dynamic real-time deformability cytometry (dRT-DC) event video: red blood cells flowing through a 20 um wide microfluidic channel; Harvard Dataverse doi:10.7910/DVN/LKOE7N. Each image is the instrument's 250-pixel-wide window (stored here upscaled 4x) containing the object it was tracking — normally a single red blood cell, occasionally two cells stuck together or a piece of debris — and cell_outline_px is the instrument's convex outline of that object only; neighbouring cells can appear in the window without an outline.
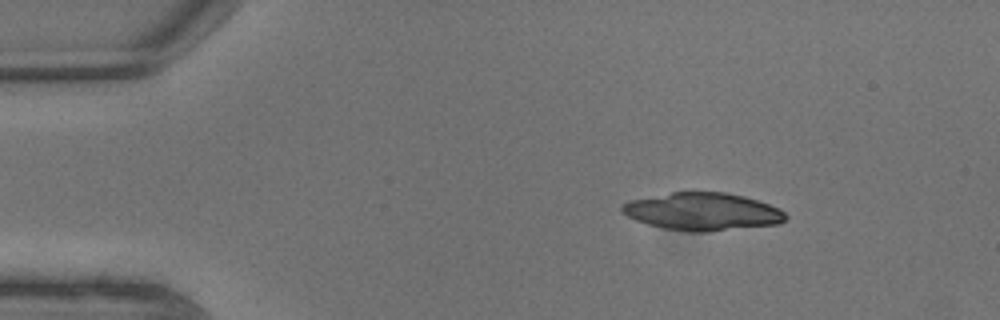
{"species": "common noctule bat (a hibernating species)", "species_latin": "Nyctalus noctula", "temperature_condition": "warm", "stored_images_in_passage": 11, "camera_frame_rate_fps": 3000, "um_per_image_px": 0.085, "animal": {"sex": "male", "body_mass_g": 13.3}, "frame": {"image": 1, "passage_image": 1, "time_ms": 0.0, "image_size_px": [1000, 320], "cell_outline_px": [[788, 216], [784, 220], [776, 224], [708, 232], [688, 232], [664, 228], [648, 224], [636, 220], [628, 216], [620, 208], [620, 204], [628, 200], [672, 192], [724, 192], [744, 196], [780, 208]], "centroid_in_image_um": [59.69, 17.98], "position_along_channel_um": 25.3, "area_um2": 35.84}}
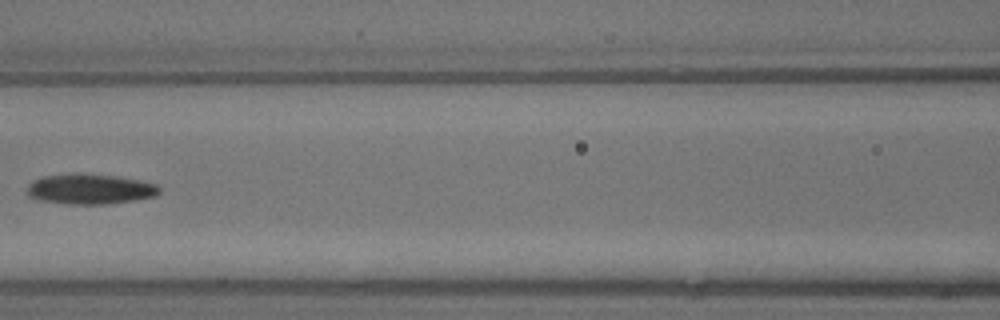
{"frame": {"image": 2, "passage_image": 7, "time_ms": 2.0, "image_size_px": [1000, 320], "cell_outline_px": [[160, 192], [156, 196], [136, 200], [108, 204], [68, 204], [36, 200], [28, 196], [28, 184], [32, 180], [44, 176], [76, 172], [116, 176], [140, 180], [156, 184], [160, 188]], "centroid_in_image_um": [7.64, 16.06], "position_along_channel_um": 159.0, "area_um2": 23.7}}
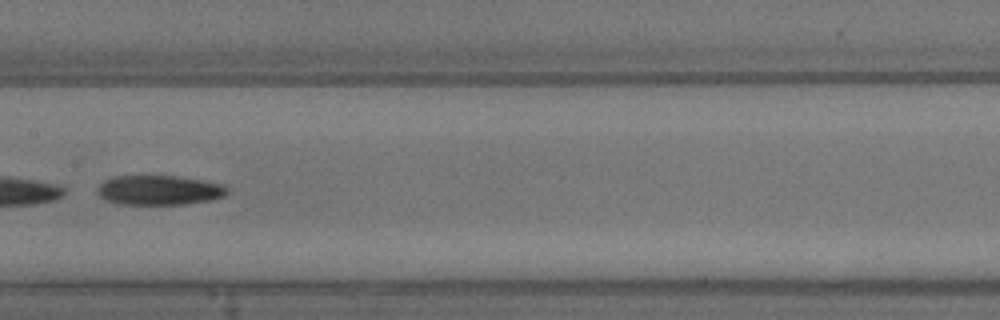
{"frame": {"image": 3, "passage_image": 8, "time_ms": 2.333, "image_size_px": [1000, 320], "cell_outline_px": [[228, 192], [224, 196], [208, 200], [184, 204], [120, 204], [108, 200], [100, 196], [96, 192], [96, 188], [104, 180], [116, 176], [176, 176], [204, 180], [224, 184], [228, 188]], "centroid_in_image_um": [13.54, 16.15], "position_along_channel_um": 193.9, "area_um2": 22.37}}